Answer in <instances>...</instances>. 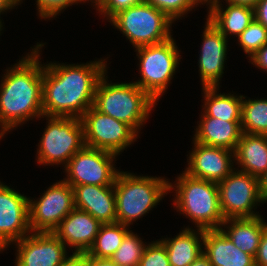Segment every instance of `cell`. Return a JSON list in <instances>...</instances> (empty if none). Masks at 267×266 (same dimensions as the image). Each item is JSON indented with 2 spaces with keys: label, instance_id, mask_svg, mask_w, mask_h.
Listing matches in <instances>:
<instances>
[{
  "label": "cell",
  "instance_id": "6da1fadb",
  "mask_svg": "<svg viewBox=\"0 0 267 266\" xmlns=\"http://www.w3.org/2000/svg\"><path fill=\"white\" fill-rule=\"evenodd\" d=\"M107 70L106 58L80 65L43 64V116L81 118L93 106L95 88Z\"/></svg>",
  "mask_w": 267,
  "mask_h": 266
},
{
  "label": "cell",
  "instance_id": "7a4b0ae2",
  "mask_svg": "<svg viewBox=\"0 0 267 266\" xmlns=\"http://www.w3.org/2000/svg\"><path fill=\"white\" fill-rule=\"evenodd\" d=\"M44 45L37 42L35 47H31V53H27L19 62L5 69L4 76H1L0 140L6 133L28 120L42 117L44 119L43 64L40 62V51Z\"/></svg>",
  "mask_w": 267,
  "mask_h": 266
},
{
  "label": "cell",
  "instance_id": "3957f363",
  "mask_svg": "<svg viewBox=\"0 0 267 266\" xmlns=\"http://www.w3.org/2000/svg\"><path fill=\"white\" fill-rule=\"evenodd\" d=\"M107 72L97 83L93 107L126 123L139 135L157 102L134 82L108 83Z\"/></svg>",
  "mask_w": 267,
  "mask_h": 266
},
{
  "label": "cell",
  "instance_id": "277c9868",
  "mask_svg": "<svg viewBox=\"0 0 267 266\" xmlns=\"http://www.w3.org/2000/svg\"><path fill=\"white\" fill-rule=\"evenodd\" d=\"M174 183L169 182V192L175 191L173 208L176 207L177 212L180 211V214L189 218L196 228L204 230L221 228L225 219L220 209L216 182L197 179L183 171Z\"/></svg>",
  "mask_w": 267,
  "mask_h": 266
},
{
  "label": "cell",
  "instance_id": "5b68a950",
  "mask_svg": "<svg viewBox=\"0 0 267 266\" xmlns=\"http://www.w3.org/2000/svg\"><path fill=\"white\" fill-rule=\"evenodd\" d=\"M167 180L120 171L114 183L117 222L129 227L155 208L169 191Z\"/></svg>",
  "mask_w": 267,
  "mask_h": 266
},
{
  "label": "cell",
  "instance_id": "8992f818",
  "mask_svg": "<svg viewBox=\"0 0 267 266\" xmlns=\"http://www.w3.org/2000/svg\"><path fill=\"white\" fill-rule=\"evenodd\" d=\"M133 47L154 45L172 38V23L164 12L144 0L114 15L110 21Z\"/></svg>",
  "mask_w": 267,
  "mask_h": 266
},
{
  "label": "cell",
  "instance_id": "52a82bcc",
  "mask_svg": "<svg viewBox=\"0 0 267 266\" xmlns=\"http://www.w3.org/2000/svg\"><path fill=\"white\" fill-rule=\"evenodd\" d=\"M135 52L141 79L134 83L158 102L179 66L181 52L173 37L159 44L135 48Z\"/></svg>",
  "mask_w": 267,
  "mask_h": 266
},
{
  "label": "cell",
  "instance_id": "ba28073f",
  "mask_svg": "<svg viewBox=\"0 0 267 266\" xmlns=\"http://www.w3.org/2000/svg\"><path fill=\"white\" fill-rule=\"evenodd\" d=\"M47 125L39 140L37 163L67 165L70 158L85 146L83 124L77 117L44 116Z\"/></svg>",
  "mask_w": 267,
  "mask_h": 266
},
{
  "label": "cell",
  "instance_id": "9c48e42d",
  "mask_svg": "<svg viewBox=\"0 0 267 266\" xmlns=\"http://www.w3.org/2000/svg\"><path fill=\"white\" fill-rule=\"evenodd\" d=\"M117 154L84 146L76 152L63 168L70 186L77 185H114L120 170L115 168Z\"/></svg>",
  "mask_w": 267,
  "mask_h": 266
},
{
  "label": "cell",
  "instance_id": "30bf717a",
  "mask_svg": "<svg viewBox=\"0 0 267 266\" xmlns=\"http://www.w3.org/2000/svg\"><path fill=\"white\" fill-rule=\"evenodd\" d=\"M234 169L218 182L220 209L224 219L253 218L260 216L253 211L258 203L264 204L259 190V179ZM257 205V206H256Z\"/></svg>",
  "mask_w": 267,
  "mask_h": 266
},
{
  "label": "cell",
  "instance_id": "8fae6325",
  "mask_svg": "<svg viewBox=\"0 0 267 266\" xmlns=\"http://www.w3.org/2000/svg\"><path fill=\"white\" fill-rule=\"evenodd\" d=\"M85 146L120 155L130 147L138 134L126 123L103 114L91 106L80 118Z\"/></svg>",
  "mask_w": 267,
  "mask_h": 266
},
{
  "label": "cell",
  "instance_id": "7c38bea8",
  "mask_svg": "<svg viewBox=\"0 0 267 266\" xmlns=\"http://www.w3.org/2000/svg\"><path fill=\"white\" fill-rule=\"evenodd\" d=\"M33 200L29 197V225L32 232H53L75 208L73 187L64 180L52 184L40 198Z\"/></svg>",
  "mask_w": 267,
  "mask_h": 266
},
{
  "label": "cell",
  "instance_id": "4fadbf2b",
  "mask_svg": "<svg viewBox=\"0 0 267 266\" xmlns=\"http://www.w3.org/2000/svg\"><path fill=\"white\" fill-rule=\"evenodd\" d=\"M31 232L29 197L0 181V252Z\"/></svg>",
  "mask_w": 267,
  "mask_h": 266
},
{
  "label": "cell",
  "instance_id": "5bb4252c",
  "mask_svg": "<svg viewBox=\"0 0 267 266\" xmlns=\"http://www.w3.org/2000/svg\"><path fill=\"white\" fill-rule=\"evenodd\" d=\"M30 234L13 243L17 250L15 266H60L68 257L67 247L53 232Z\"/></svg>",
  "mask_w": 267,
  "mask_h": 266
},
{
  "label": "cell",
  "instance_id": "9a60e30c",
  "mask_svg": "<svg viewBox=\"0 0 267 266\" xmlns=\"http://www.w3.org/2000/svg\"><path fill=\"white\" fill-rule=\"evenodd\" d=\"M184 170L189 176L212 182L224 180L234 169V151L195 142ZM189 160V161H188Z\"/></svg>",
  "mask_w": 267,
  "mask_h": 266
},
{
  "label": "cell",
  "instance_id": "2e32d148",
  "mask_svg": "<svg viewBox=\"0 0 267 266\" xmlns=\"http://www.w3.org/2000/svg\"><path fill=\"white\" fill-rule=\"evenodd\" d=\"M199 54L202 87H219L227 60L228 39L206 18Z\"/></svg>",
  "mask_w": 267,
  "mask_h": 266
},
{
  "label": "cell",
  "instance_id": "e0dca14e",
  "mask_svg": "<svg viewBox=\"0 0 267 266\" xmlns=\"http://www.w3.org/2000/svg\"><path fill=\"white\" fill-rule=\"evenodd\" d=\"M101 223L88 212L74 208L53 233L74 253H86L98 234Z\"/></svg>",
  "mask_w": 267,
  "mask_h": 266
},
{
  "label": "cell",
  "instance_id": "ac0fdd59",
  "mask_svg": "<svg viewBox=\"0 0 267 266\" xmlns=\"http://www.w3.org/2000/svg\"><path fill=\"white\" fill-rule=\"evenodd\" d=\"M75 208L88 212L101 224L117 222L114 185L73 186Z\"/></svg>",
  "mask_w": 267,
  "mask_h": 266
},
{
  "label": "cell",
  "instance_id": "d6986e66",
  "mask_svg": "<svg viewBox=\"0 0 267 266\" xmlns=\"http://www.w3.org/2000/svg\"><path fill=\"white\" fill-rule=\"evenodd\" d=\"M203 254L212 266H255V257L237 248L221 229L204 230Z\"/></svg>",
  "mask_w": 267,
  "mask_h": 266
},
{
  "label": "cell",
  "instance_id": "ffe728a7",
  "mask_svg": "<svg viewBox=\"0 0 267 266\" xmlns=\"http://www.w3.org/2000/svg\"><path fill=\"white\" fill-rule=\"evenodd\" d=\"M226 9L222 8L220 0H210L208 16L212 24L227 38L238 37L254 20V7L226 2ZM208 4V5H207Z\"/></svg>",
  "mask_w": 267,
  "mask_h": 266
},
{
  "label": "cell",
  "instance_id": "44dd1931",
  "mask_svg": "<svg viewBox=\"0 0 267 266\" xmlns=\"http://www.w3.org/2000/svg\"><path fill=\"white\" fill-rule=\"evenodd\" d=\"M193 140L203 145L235 151L240 140L241 122H229L210 116H201Z\"/></svg>",
  "mask_w": 267,
  "mask_h": 266
},
{
  "label": "cell",
  "instance_id": "7402d4cb",
  "mask_svg": "<svg viewBox=\"0 0 267 266\" xmlns=\"http://www.w3.org/2000/svg\"><path fill=\"white\" fill-rule=\"evenodd\" d=\"M234 159L240 171L261 177L267 170V135L242 133Z\"/></svg>",
  "mask_w": 267,
  "mask_h": 266
},
{
  "label": "cell",
  "instance_id": "603a6c76",
  "mask_svg": "<svg viewBox=\"0 0 267 266\" xmlns=\"http://www.w3.org/2000/svg\"><path fill=\"white\" fill-rule=\"evenodd\" d=\"M203 240L204 229L185 227L174 238L160 241L166 248L170 266H190L203 254Z\"/></svg>",
  "mask_w": 267,
  "mask_h": 266
},
{
  "label": "cell",
  "instance_id": "cb8c5ba5",
  "mask_svg": "<svg viewBox=\"0 0 267 266\" xmlns=\"http://www.w3.org/2000/svg\"><path fill=\"white\" fill-rule=\"evenodd\" d=\"M223 226L224 229L222 228ZM266 228L267 223L260 215L253 218L225 219L220 229L231 239L237 248L255 257L260 238Z\"/></svg>",
  "mask_w": 267,
  "mask_h": 266
},
{
  "label": "cell",
  "instance_id": "d4e9b609",
  "mask_svg": "<svg viewBox=\"0 0 267 266\" xmlns=\"http://www.w3.org/2000/svg\"><path fill=\"white\" fill-rule=\"evenodd\" d=\"M219 88L202 87L204 102L201 116L215 117L229 122H241L243 95L221 94L218 91Z\"/></svg>",
  "mask_w": 267,
  "mask_h": 266
},
{
  "label": "cell",
  "instance_id": "484cf974",
  "mask_svg": "<svg viewBox=\"0 0 267 266\" xmlns=\"http://www.w3.org/2000/svg\"><path fill=\"white\" fill-rule=\"evenodd\" d=\"M129 231L128 226L118 222L101 224L98 234L86 254L97 259H110Z\"/></svg>",
  "mask_w": 267,
  "mask_h": 266
},
{
  "label": "cell",
  "instance_id": "4316f807",
  "mask_svg": "<svg viewBox=\"0 0 267 266\" xmlns=\"http://www.w3.org/2000/svg\"><path fill=\"white\" fill-rule=\"evenodd\" d=\"M242 100V133L267 135V99ZM245 99V100H244Z\"/></svg>",
  "mask_w": 267,
  "mask_h": 266
},
{
  "label": "cell",
  "instance_id": "83f0119b",
  "mask_svg": "<svg viewBox=\"0 0 267 266\" xmlns=\"http://www.w3.org/2000/svg\"><path fill=\"white\" fill-rule=\"evenodd\" d=\"M142 240L130 230L110 260L119 266H138L147 245Z\"/></svg>",
  "mask_w": 267,
  "mask_h": 266
},
{
  "label": "cell",
  "instance_id": "f1b7e54d",
  "mask_svg": "<svg viewBox=\"0 0 267 266\" xmlns=\"http://www.w3.org/2000/svg\"><path fill=\"white\" fill-rule=\"evenodd\" d=\"M237 41L244 53L250 58L265 43H267V28L255 18L250 25L238 36Z\"/></svg>",
  "mask_w": 267,
  "mask_h": 266
},
{
  "label": "cell",
  "instance_id": "f546056e",
  "mask_svg": "<svg viewBox=\"0 0 267 266\" xmlns=\"http://www.w3.org/2000/svg\"><path fill=\"white\" fill-rule=\"evenodd\" d=\"M151 6L164 12L171 20H180L185 14L192 11L199 4L203 5L200 0H144Z\"/></svg>",
  "mask_w": 267,
  "mask_h": 266
},
{
  "label": "cell",
  "instance_id": "4dcf8cb0",
  "mask_svg": "<svg viewBox=\"0 0 267 266\" xmlns=\"http://www.w3.org/2000/svg\"><path fill=\"white\" fill-rule=\"evenodd\" d=\"M138 266H170L166 248L160 239L145 246Z\"/></svg>",
  "mask_w": 267,
  "mask_h": 266
},
{
  "label": "cell",
  "instance_id": "1f68e13d",
  "mask_svg": "<svg viewBox=\"0 0 267 266\" xmlns=\"http://www.w3.org/2000/svg\"><path fill=\"white\" fill-rule=\"evenodd\" d=\"M38 16L44 19L54 18L62 10L77 4V0H36Z\"/></svg>",
  "mask_w": 267,
  "mask_h": 266
},
{
  "label": "cell",
  "instance_id": "d6a6232c",
  "mask_svg": "<svg viewBox=\"0 0 267 266\" xmlns=\"http://www.w3.org/2000/svg\"><path fill=\"white\" fill-rule=\"evenodd\" d=\"M142 1L143 0H106L105 4L98 12L105 18L107 17L106 19L109 21L118 12L138 5Z\"/></svg>",
  "mask_w": 267,
  "mask_h": 266
},
{
  "label": "cell",
  "instance_id": "836d02e7",
  "mask_svg": "<svg viewBox=\"0 0 267 266\" xmlns=\"http://www.w3.org/2000/svg\"><path fill=\"white\" fill-rule=\"evenodd\" d=\"M255 266H267V228L262 233L255 255Z\"/></svg>",
  "mask_w": 267,
  "mask_h": 266
},
{
  "label": "cell",
  "instance_id": "e575fe53",
  "mask_svg": "<svg viewBox=\"0 0 267 266\" xmlns=\"http://www.w3.org/2000/svg\"><path fill=\"white\" fill-rule=\"evenodd\" d=\"M68 256L60 266H90V256L86 253H74Z\"/></svg>",
  "mask_w": 267,
  "mask_h": 266
},
{
  "label": "cell",
  "instance_id": "d590c367",
  "mask_svg": "<svg viewBox=\"0 0 267 266\" xmlns=\"http://www.w3.org/2000/svg\"><path fill=\"white\" fill-rule=\"evenodd\" d=\"M250 63L267 72V43L250 57Z\"/></svg>",
  "mask_w": 267,
  "mask_h": 266
},
{
  "label": "cell",
  "instance_id": "8d00e7d4",
  "mask_svg": "<svg viewBox=\"0 0 267 266\" xmlns=\"http://www.w3.org/2000/svg\"><path fill=\"white\" fill-rule=\"evenodd\" d=\"M254 18L267 28V0H259L255 4Z\"/></svg>",
  "mask_w": 267,
  "mask_h": 266
},
{
  "label": "cell",
  "instance_id": "74e56055",
  "mask_svg": "<svg viewBox=\"0 0 267 266\" xmlns=\"http://www.w3.org/2000/svg\"><path fill=\"white\" fill-rule=\"evenodd\" d=\"M259 179V190L260 195L264 203H267V170L266 172L258 178Z\"/></svg>",
  "mask_w": 267,
  "mask_h": 266
},
{
  "label": "cell",
  "instance_id": "f35d334b",
  "mask_svg": "<svg viewBox=\"0 0 267 266\" xmlns=\"http://www.w3.org/2000/svg\"><path fill=\"white\" fill-rule=\"evenodd\" d=\"M90 266H119L110 259H97L90 256Z\"/></svg>",
  "mask_w": 267,
  "mask_h": 266
},
{
  "label": "cell",
  "instance_id": "ab89813d",
  "mask_svg": "<svg viewBox=\"0 0 267 266\" xmlns=\"http://www.w3.org/2000/svg\"><path fill=\"white\" fill-rule=\"evenodd\" d=\"M190 266H212L208 258L202 254Z\"/></svg>",
  "mask_w": 267,
  "mask_h": 266
},
{
  "label": "cell",
  "instance_id": "60d3db41",
  "mask_svg": "<svg viewBox=\"0 0 267 266\" xmlns=\"http://www.w3.org/2000/svg\"><path fill=\"white\" fill-rule=\"evenodd\" d=\"M231 4H240L254 7L259 0H224Z\"/></svg>",
  "mask_w": 267,
  "mask_h": 266
},
{
  "label": "cell",
  "instance_id": "b9f144b4",
  "mask_svg": "<svg viewBox=\"0 0 267 266\" xmlns=\"http://www.w3.org/2000/svg\"><path fill=\"white\" fill-rule=\"evenodd\" d=\"M86 1L87 2L90 1L93 4L95 3L93 5V7L95 6L97 11H99L102 8V6L104 5V0H77V5H78V3H82V2H86Z\"/></svg>",
  "mask_w": 267,
  "mask_h": 266
},
{
  "label": "cell",
  "instance_id": "7bdbcfd3",
  "mask_svg": "<svg viewBox=\"0 0 267 266\" xmlns=\"http://www.w3.org/2000/svg\"><path fill=\"white\" fill-rule=\"evenodd\" d=\"M10 10L14 9L17 5L22 2L20 0H1Z\"/></svg>",
  "mask_w": 267,
  "mask_h": 266
},
{
  "label": "cell",
  "instance_id": "ee69618b",
  "mask_svg": "<svg viewBox=\"0 0 267 266\" xmlns=\"http://www.w3.org/2000/svg\"><path fill=\"white\" fill-rule=\"evenodd\" d=\"M8 10L10 9L0 0V15L1 13L2 14H4V12L6 13Z\"/></svg>",
  "mask_w": 267,
  "mask_h": 266
},
{
  "label": "cell",
  "instance_id": "f6af8a7d",
  "mask_svg": "<svg viewBox=\"0 0 267 266\" xmlns=\"http://www.w3.org/2000/svg\"><path fill=\"white\" fill-rule=\"evenodd\" d=\"M3 27V23H2V20L0 19V35H1V31H2V28Z\"/></svg>",
  "mask_w": 267,
  "mask_h": 266
},
{
  "label": "cell",
  "instance_id": "bcb514c9",
  "mask_svg": "<svg viewBox=\"0 0 267 266\" xmlns=\"http://www.w3.org/2000/svg\"><path fill=\"white\" fill-rule=\"evenodd\" d=\"M208 1H210V0H204V5H205Z\"/></svg>",
  "mask_w": 267,
  "mask_h": 266
}]
</instances>
